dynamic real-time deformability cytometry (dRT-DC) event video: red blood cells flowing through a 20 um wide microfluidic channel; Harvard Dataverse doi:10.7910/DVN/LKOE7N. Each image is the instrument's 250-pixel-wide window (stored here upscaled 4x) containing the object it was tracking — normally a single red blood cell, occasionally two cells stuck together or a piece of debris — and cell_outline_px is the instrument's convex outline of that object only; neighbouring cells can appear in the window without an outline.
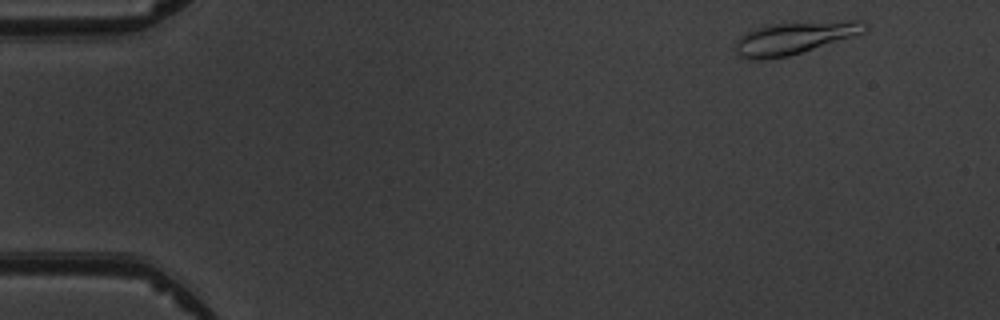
{"species": "common noctule bat (a hibernating species)", "species_latin": "Nyctalus noctula", "temperature_condition": "warm", "stored_images_in_passage": 5, "camera_frame_rate_fps": 3000, "um_per_image_px": 0.085, "animal": {"sex": "male", "body_mass_g": 19.5, "forearm_length_mm": 54.6}, "frame": {"image": 1, "passage_image": 1, "time_ms": 0.0, "image_size_px": [1000, 320], "cell_outline_px": [[868, 28], [864, 32], [852, 36], [788, 56], [764, 60], [748, 60], [740, 56], [736, 52], [736, 40], [740, 36], [764, 24], [844, 20], [864, 20], [868, 24]], "centroid_in_image_um": [67.51, 3.21], "position_along_channel_um": 17.5, "area_um2": 24.45}}